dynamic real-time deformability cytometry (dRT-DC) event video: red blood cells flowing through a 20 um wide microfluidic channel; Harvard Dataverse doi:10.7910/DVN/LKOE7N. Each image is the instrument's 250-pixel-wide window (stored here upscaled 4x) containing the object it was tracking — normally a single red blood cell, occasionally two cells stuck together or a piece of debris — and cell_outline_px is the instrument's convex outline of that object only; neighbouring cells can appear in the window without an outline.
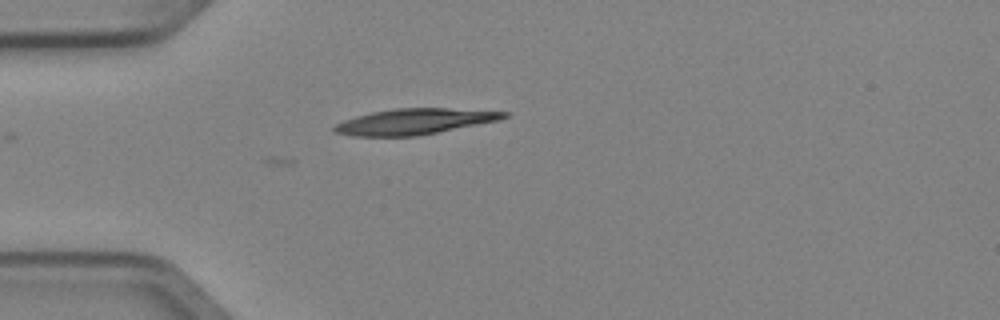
{"species": "Egyptian fruit bat (a non-hibernating species)", "species_latin": "Rousettus aegyptiacus", "temperature_condition": "cold", "stored_images_in_passage": 5, "camera_frame_rate_fps": 3000, "um_per_image_px": 0.085, "animal": {"sex": "female"}, "frame": {"image": 1, "passage_image": 5, "time_ms": 1.333, "image_size_px": [1000, 320], "cell_outline_px": [[508, 116], [500, 120], [416, 136], [352, 136], [336, 132], [332, 128], [336, 124], [344, 120], [356, 116], [372, 112], [396, 108], [448, 108], [508, 112]], "centroid_in_image_um": [35.22, 10.33], "position_along_channel_um": 49.8, "area_um2": 25.2}}